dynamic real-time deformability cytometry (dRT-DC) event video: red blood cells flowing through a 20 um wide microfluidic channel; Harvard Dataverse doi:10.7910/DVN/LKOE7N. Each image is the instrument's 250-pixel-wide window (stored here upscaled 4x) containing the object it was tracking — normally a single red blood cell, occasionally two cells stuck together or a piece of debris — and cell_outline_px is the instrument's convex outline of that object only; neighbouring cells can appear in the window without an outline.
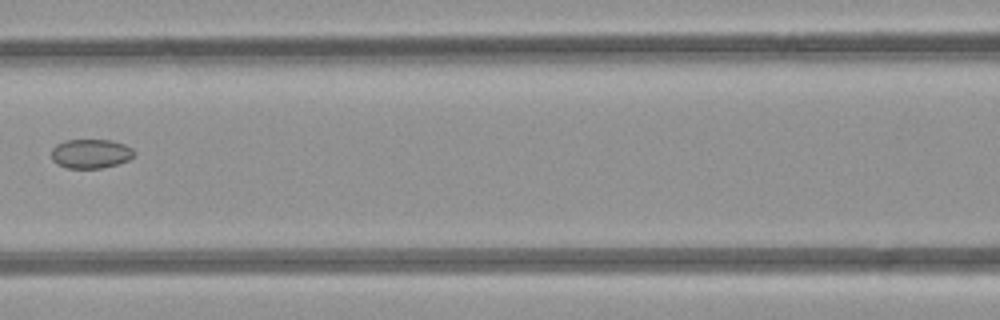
{"species": "common noctule bat (a hibernating species)", "species_latin": "Nyctalus noctula", "temperature_condition": "room temperature", "stored_images_in_passage": 6, "camera_frame_rate_fps": 3000, "um_per_image_px": 0.085, "animal": {"sex": "female", "body_mass_g": 21.9}, "frame": {"image": 1, "passage_image": 6, "time_ms": 6.667, "image_size_px": [1000, 320], "cell_outline_px": [[136, 152], [128, 160], [116, 164], [100, 168], [68, 168], [56, 164], [52, 160], [52, 148], [56, 144], [64, 140], [112, 140], [124, 144], [132, 148]], "centroid_in_image_um": [7.69, 13.05], "position_along_channel_um": 158.9, "area_um2": 14.1}}